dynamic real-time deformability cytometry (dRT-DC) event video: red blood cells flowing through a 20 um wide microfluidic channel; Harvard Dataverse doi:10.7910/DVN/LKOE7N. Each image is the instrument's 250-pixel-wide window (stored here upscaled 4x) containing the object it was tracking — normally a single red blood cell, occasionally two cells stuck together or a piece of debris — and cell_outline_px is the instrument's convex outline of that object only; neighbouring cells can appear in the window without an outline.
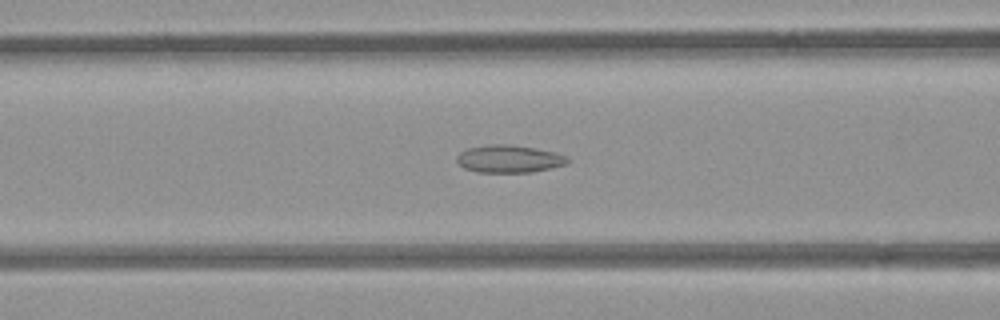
{"species": "common noctule bat (a hibernating species)", "species_latin": "Nyctalus noctula", "temperature_condition": "room temperature", "stored_images_in_passage": 42, "camera_frame_rate_fps": 3000, "um_per_image_px": 0.085, "animal": {"sex": "female", "body_mass_g": 21.9}, "frame": {"image": 1, "passage_image": 21, "time_ms": 6.667, "image_size_px": [1000, 320], "cell_outline_px": [[572, 160], [568, 164], [552, 168], [532, 172], [476, 172], [464, 168], [456, 160], [456, 156], [460, 152], [468, 148], [488, 144], [504, 144], [536, 148], [556, 152], [568, 156]], "centroid_in_image_um": [43.32, 13.5], "position_along_channel_um": 123.3, "area_um2": 18.03}}
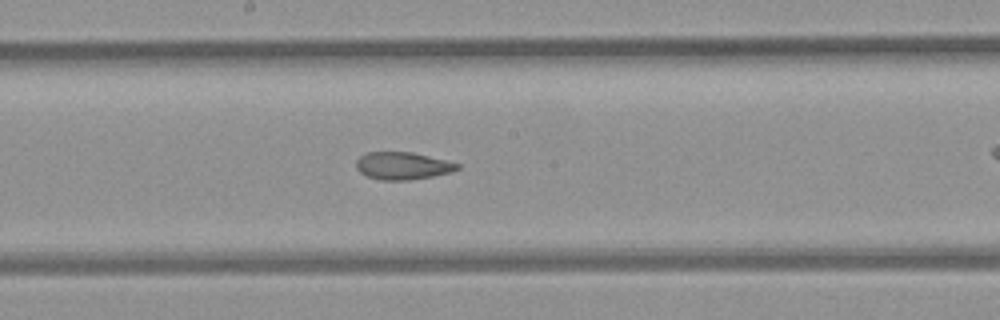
{"frame": {"image": 2, "passage_image": 28, "time_ms": 9.0, "image_size_px": [1000, 320], "cell_outline_px": [[460, 168], [452, 172], [432, 176], [408, 180], [380, 180], [368, 176], [360, 172], [356, 168], [356, 160], [360, 156], [368, 152], [412, 152], [460, 164]], "centroid_in_image_um": [34.21, 14.09], "position_along_channel_um": 214.0, "area_um2": 16.07}}
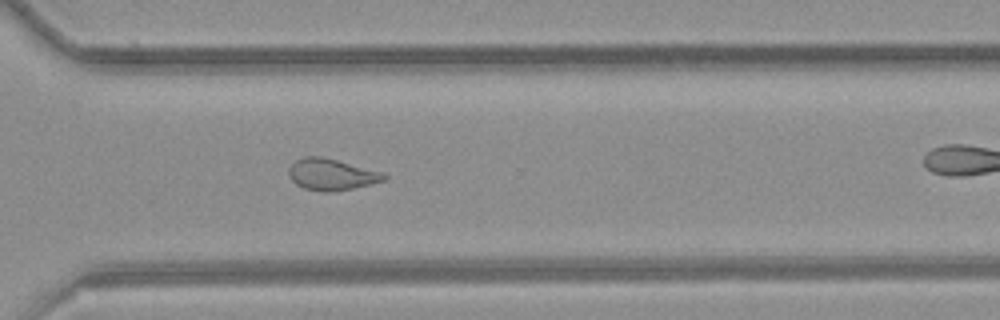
{"frame": {"image": 3, "passage_image": 38, "time_ms": 12.333, "image_size_px": [1000, 320], "cell_outline_px": [[388, 176], [384, 180], [372, 184], [332, 192], [320, 192], [304, 188], [296, 184], [288, 176], [288, 168], [296, 160], [308, 156], [320, 156], [384, 172]], "centroid_in_image_um": [28.17, 14.84], "position_along_channel_um": 342.4, "area_um2": 17.46}}